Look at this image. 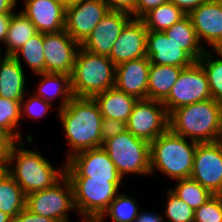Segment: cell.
I'll return each instance as SVG.
<instances>
[{"instance_id":"obj_16","label":"cell","mask_w":222,"mask_h":222,"mask_svg":"<svg viewBox=\"0 0 222 222\" xmlns=\"http://www.w3.org/2000/svg\"><path fill=\"white\" fill-rule=\"evenodd\" d=\"M147 31L141 19L132 18L115 41L109 59L117 66L126 61L147 57Z\"/></svg>"},{"instance_id":"obj_48","label":"cell","mask_w":222,"mask_h":222,"mask_svg":"<svg viewBox=\"0 0 222 222\" xmlns=\"http://www.w3.org/2000/svg\"><path fill=\"white\" fill-rule=\"evenodd\" d=\"M213 51L216 50L217 55L222 57V37L220 38V40L213 46Z\"/></svg>"},{"instance_id":"obj_20","label":"cell","mask_w":222,"mask_h":222,"mask_svg":"<svg viewBox=\"0 0 222 222\" xmlns=\"http://www.w3.org/2000/svg\"><path fill=\"white\" fill-rule=\"evenodd\" d=\"M197 37L213 47L222 37V0H207L190 14Z\"/></svg>"},{"instance_id":"obj_18","label":"cell","mask_w":222,"mask_h":222,"mask_svg":"<svg viewBox=\"0 0 222 222\" xmlns=\"http://www.w3.org/2000/svg\"><path fill=\"white\" fill-rule=\"evenodd\" d=\"M146 56L150 64L187 68L196 61L164 32L147 31Z\"/></svg>"},{"instance_id":"obj_40","label":"cell","mask_w":222,"mask_h":222,"mask_svg":"<svg viewBox=\"0 0 222 222\" xmlns=\"http://www.w3.org/2000/svg\"><path fill=\"white\" fill-rule=\"evenodd\" d=\"M110 10L124 11L130 13L135 18L136 0H104Z\"/></svg>"},{"instance_id":"obj_3","label":"cell","mask_w":222,"mask_h":222,"mask_svg":"<svg viewBox=\"0 0 222 222\" xmlns=\"http://www.w3.org/2000/svg\"><path fill=\"white\" fill-rule=\"evenodd\" d=\"M23 145L20 141L12 147L4 169L25 195L51 188L65 176V164L62 169H55L41 153L28 150Z\"/></svg>"},{"instance_id":"obj_33","label":"cell","mask_w":222,"mask_h":222,"mask_svg":"<svg viewBox=\"0 0 222 222\" xmlns=\"http://www.w3.org/2000/svg\"><path fill=\"white\" fill-rule=\"evenodd\" d=\"M133 199L134 197L119 193L101 217L104 219L108 215L112 222H134L139 209Z\"/></svg>"},{"instance_id":"obj_50","label":"cell","mask_w":222,"mask_h":222,"mask_svg":"<svg viewBox=\"0 0 222 222\" xmlns=\"http://www.w3.org/2000/svg\"><path fill=\"white\" fill-rule=\"evenodd\" d=\"M1 50H3V49L0 48V62L3 60L2 58H5V57H6L5 54H4V56H1V55H2V54H1Z\"/></svg>"},{"instance_id":"obj_9","label":"cell","mask_w":222,"mask_h":222,"mask_svg":"<svg viewBox=\"0 0 222 222\" xmlns=\"http://www.w3.org/2000/svg\"><path fill=\"white\" fill-rule=\"evenodd\" d=\"M212 99L208 79L202 66L195 62L183 68L169 95L162 101L168 114L178 107Z\"/></svg>"},{"instance_id":"obj_5","label":"cell","mask_w":222,"mask_h":222,"mask_svg":"<svg viewBox=\"0 0 222 222\" xmlns=\"http://www.w3.org/2000/svg\"><path fill=\"white\" fill-rule=\"evenodd\" d=\"M79 49L71 73L74 97L93 98L114 87L116 65L109 57L91 53L81 46Z\"/></svg>"},{"instance_id":"obj_34","label":"cell","mask_w":222,"mask_h":222,"mask_svg":"<svg viewBox=\"0 0 222 222\" xmlns=\"http://www.w3.org/2000/svg\"><path fill=\"white\" fill-rule=\"evenodd\" d=\"M167 194L166 219L168 218L169 222H193L195 211L171 190L168 189Z\"/></svg>"},{"instance_id":"obj_29","label":"cell","mask_w":222,"mask_h":222,"mask_svg":"<svg viewBox=\"0 0 222 222\" xmlns=\"http://www.w3.org/2000/svg\"><path fill=\"white\" fill-rule=\"evenodd\" d=\"M174 189H170L179 199L183 200L194 211L210 200L214 195L192 178L175 180Z\"/></svg>"},{"instance_id":"obj_44","label":"cell","mask_w":222,"mask_h":222,"mask_svg":"<svg viewBox=\"0 0 222 222\" xmlns=\"http://www.w3.org/2000/svg\"><path fill=\"white\" fill-rule=\"evenodd\" d=\"M143 212V213H142ZM138 213V216L135 218L134 222H163V215L152 214L151 212L142 211Z\"/></svg>"},{"instance_id":"obj_38","label":"cell","mask_w":222,"mask_h":222,"mask_svg":"<svg viewBox=\"0 0 222 222\" xmlns=\"http://www.w3.org/2000/svg\"><path fill=\"white\" fill-rule=\"evenodd\" d=\"M16 140L6 131L0 128V167L4 168L7 163L8 156L12 147L16 144Z\"/></svg>"},{"instance_id":"obj_28","label":"cell","mask_w":222,"mask_h":222,"mask_svg":"<svg viewBox=\"0 0 222 222\" xmlns=\"http://www.w3.org/2000/svg\"><path fill=\"white\" fill-rule=\"evenodd\" d=\"M185 15L180 8L169 2L150 10L141 20L148 31L164 32Z\"/></svg>"},{"instance_id":"obj_24","label":"cell","mask_w":222,"mask_h":222,"mask_svg":"<svg viewBox=\"0 0 222 222\" xmlns=\"http://www.w3.org/2000/svg\"><path fill=\"white\" fill-rule=\"evenodd\" d=\"M182 69V67L171 65L151 64L149 68L147 99L162 102L169 95Z\"/></svg>"},{"instance_id":"obj_22","label":"cell","mask_w":222,"mask_h":222,"mask_svg":"<svg viewBox=\"0 0 222 222\" xmlns=\"http://www.w3.org/2000/svg\"><path fill=\"white\" fill-rule=\"evenodd\" d=\"M21 59L6 56L0 62V97L22 101L25 94V76Z\"/></svg>"},{"instance_id":"obj_35","label":"cell","mask_w":222,"mask_h":222,"mask_svg":"<svg viewBox=\"0 0 222 222\" xmlns=\"http://www.w3.org/2000/svg\"><path fill=\"white\" fill-rule=\"evenodd\" d=\"M193 222H222V195H214L196 209Z\"/></svg>"},{"instance_id":"obj_17","label":"cell","mask_w":222,"mask_h":222,"mask_svg":"<svg viewBox=\"0 0 222 222\" xmlns=\"http://www.w3.org/2000/svg\"><path fill=\"white\" fill-rule=\"evenodd\" d=\"M21 12L30 19L39 33L65 30L66 6L60 0H25Z\"/></svg>"},{"instance_id":"obj_25","label":"cell","mask_w":222,"mask_h":222,"mask_svg":"<svg viewBox=\"0 0 222 222\" xmlns=\"http://www.w3.org/2000/svg\"><path fill=\"white\" fill-rule=\"evenodd\" d=\"M164 33L169 39L185 50L196 62L203 56L206 48L200 43L189 15L166 29ZM201 44V45H200Z\"/></svg>"},{"instance_id":"obj_1","label":"cell","mask_w":222,"mask_h":222,"mask_svg":"<svg viewBox=\"0 0 222 222\" xmlns=\"http://www.w3.org/2000/svg\"><path fill=\"white\" fill-rule=\"evenodd\" d=\"M59 112L71 157L83 150L101 147L102 115L93 98L73 97Z\"/></svg>"},{"instance_id":"obj_14","label":"cell","mask_w":222,"mask_h":222,"mask_svg":"<svg viewBox=\"0 0 222 222\" xmlns=\"http://www.w3.org/2000/svg\"><path fill=\"white\" fill-rule=\"evenodd\" d=\"M45 72L71 75L80 45L65 31L43 33Z\"/></svg>"},{"instance_id":"obj_13","label":"cell","mask_w":222,"mask_h":222,"mask_svg":"<svg viewBox=\"0 0 222 222\" xmlns=\"http://www.w3.org/2000/svg\"><path fill=\"white\" fill-rule=\"evenodd\" d=\"M110 11L104 0H81L66 6L65 31L81 46Z\"/></svg>"},{"instance_id":"obj_15","label":"cell","mask_w":222,"mask_h":222,"mask_svg":"<svg viewBox=\"0 0 222 222\" xmlns=\"http://www.w3.org/2000/svg\"><path fill=\"white\" fill-rule=\"evenodd\" d=\"M131 19L130 13L110 10L100 20L81 47L91 53L109 57L115 41Z\"/></svg>"},{"instance_id":"obj_23","label":"cell","mask_w":222,"mask_h":222,"mask_svg":"<svg viewBox=\"0 0 222 222\" xmlns=\"http://www.w3.org/2000/svg\"><path fill=\"white\" fill-rule=\"evenodd\" d=\"M41 77L38 90L35 95L44 101L51 103L57 96H61L62 101L58 110L63 109L74 97L71 86V75L66 73H38Z\"/></svg>"},{"instance_id":"obj_36","label":"cell","mask_w":222,"mask_h":222,"mask_svg":"<svg viewBox=\"0 0 222 222\" xmlns=\"http://www.w3.org/2000/svg\"><path fill=\"white\" fill-rule=\"evenodd\" d=\"M32 96L26 102H23L24 98L21 101V117L23 114L33 118L43 117L47 114L49 108H52V103L44 101L41 97L36 96L35 93Z\"/></svg>"},{"instance_id":"obj_42","label":"cell","mask_w":222,"mask_h":222,"mask_svg":"<svg viewBox=\"0 0 222 222\" xmlns=\"http://www.w3.org/2000/svg\"><path fill=\"white\" fill-rule=\"evenodd\" d=\"M207 0H170L176 7L180 8L186 15L190 14L199 5Z\"/></svg>"},{"instance_id":"obj_12","label":"cell","mask_w":222,"mask_h":222,"mask_svg":"<svg viewBox=\"0 0 222 222\" xmlns=\"http://www.w3.org/2000/svg\"><path fill=\"white\" fill-rule=\"evenodd\" d=\"M190 178L213 195H222V140L197 144Z\"/></svg>"},{"instance_id":"obj_49","label":"cell","mask_w":222,"mask_h":222,"mask_svg":"<svg viewBox=\"0 0 222 222\" xmlns=\"http://www.w3.org/2000/svg\"><path fill=\"white\" fill-rule=\"evenodd\" d=\"M65 6H68L70 4H73V3H76L78 1H81V0H60Z\"/></svg>"},{"instance_id":"obj_6","label":"cell","mask_w":222,"mask_h":222,"mask_svg":"<svg viewBox=\"0 0 222 222\" xmlns=\"http://www.w3.org/2000/svg\"><path fill=\"white\" fill-rule=\"evenodd\" d=\"M102 148L114 163L119 175H150V143L125 131L103 142Z\"/></svg>"},{"instance_id":"obj_7","label":"cell","mask_w":222,"mask_h":222,"mask_svg":"<svg viewBox=\"0 0 222 222\" xmlns=\"http://www.w3.org/2000/svg\"><path fill=\"white\" fill-rule=\"evenodd\" d=\"M73 188L74 205L83 216L101 217L118 195L121 182L89 180V177H67Z\"/></svg>"},{"instance_id":"obj_47","label":"cell","mask_w":222,"mask_h":222,"mask_svg":"<svg viewBox=\"0 0 222 222\" xmlns=\"http://www.w3.org/2000/svg\"><path fill=\"white\" fill-rule=\"evenodd\" d=\"M0 222H13V218L0 210Z\"/></svg>"},{"instance_id":"obj_2","label":"cell","mask_w":222,"mask_h":222,"mask_svg":"<svg viewBox=\"0 0 222 222\" xmlns=\"http://www.w3.org/2000/svg\"><path fill=\"white\" fill-rule=\"evenodd\" d=\"M169 129L198 143L222 140V104L213 99L176 108L169 114Z\"/></svg>"},{"instance_id":"obj_21","label":"cell","mask_w":222,"mask_h":222,"mask_svg":"<svg viewBox=\"0 0 222 222\" xmlns=\"http://www.w3.org/2000/svg\"><path fill=\"white\" fill-rule=\"evenodd\" d=\"M103 118L128 122L137 98L118 90L115 86L93 97Z\"/></svg>"},{"instance_id":"obj_30","label":"cell","mask_w":222,"mask_h":222,"mask_svg":"<svg viewBox=\"0 0 222 222\" xmlns=\"http://www.w3.org/2000/svg\"><path fill=\"white\" fill-rule=\"evenodd\" d=\"M19 53L23 56L26 64L31 68L32 72L38 74L45 72V56L43 45V33H37L31 37L13 57L20 59Z\"/></svg>"},{"instance_id":"obj_46","label":"cell","mask_w":222,"mask_h":222,"mask_svg":"<svg viewBox=\"0 0 222 222\" xmlns=\"http://www.w3.org/2000/svg\"><path fill=\"white\" fill-rule=\"evenodd\" d=\"M81 218H83L81 222H103L102 217L83 216Z\"/></svg>"},{"instance_id":"obj_37","label":"cell","mask_w":222,"mask_h":222,"mask_svg":"<svg viewBox=\"0 0 222 222\" xmlns=\"http://www.w3.org/2000/svg\"><path fill=\"white\" fill-rule=\"evenodd\" d=\"M127 131L126 123L111 118H103L101 122V147L103 142Z\"/></svg>"},{"instance_id":"obj_27","label":"cell","mask_w":222,"mask_h":222,"mask_svg":"<svg viewBox=\"0 0 222 222\" xmlns=\"http://www.w3.org/2000/svg\"><path fill=\"white\" fill-rule=\"evenodd\" d=\"M38 31L30 19L22 12L12 13L11 22L7 31V38L4 42L7 49L6 56H13L31 37Z\"/></svg>"},{"instance_id":"obj_11","label":"cell","mask_w":222,"mask_h":222,"mask_svg":"<svg viewBox=\"0 0 222 222\" xmlns=\"http://www.w3.org/2000/svg\"><path fill=\"white\" fill-rule=\"evenodd\" d=\"M66 177H89V180L122 182L114 163L102 148H93L75 153L65 162Z\"/></svg>"},{"instance_id":"obj_10","label":"cell","mask_w":222,"mask_h":222,"mask_svg":"<svg viewBox=\"0 0 222 222\" xmlns=\"http://www.w3.org/2000/svg\"><path fill=\"white\" fill-rule=\"evenodd\" d=\"M126 127L133 136L151 143L169 129V114L161 101L138 100Z\"/></svg>"},{"instance_id":"obj_41","label":"cell","mask_w":222,"mask_h":222,"mask_svg":"<svg viewBox=\"0 0 222 222\" xmlns=\"http://www.w3.org/2000/svg\"><path fill=\"white\" fill-rule=\"evenodd\" d=\"M13 222H59L55 219L44 217L29 211L26 207L19 212L14 218Z\"/></svg>"},{"instance_id":"obj_43","label":"cell","mask_w":222,"mask_h":222,"mask_svg":"<svg viewBox=\"0 0 222 222\" xmlns=\"http://www.w3.org/2000/svg\"><path fill=\"white\" fill-rule=\"evenodd\" d=\"M12 14H0V42H5Z\"/></svg>"},{"instance_id":"obj_8","label":"cell","mask_w":222,"mask_h":222,"mask_svg":"<svg viewBox=\"0 0 222 222\" xmlns=\"http://www.w3.org/2000/svg\"><path fill=\"white\" fill-rule=\"evenodd\" d=\"M25 207L35 214L59 222H70L67 212L76 210L70 180L65 175L53 187L29 193Z\"/></svg>"},{"instance_id":"obj_19","label":"cell","mask_w":222,"mask_h":222,"mask_svg":"<svg viewBox=\"0 0 222 222\" xmlns=\"http://www.w3.org/2000/svg\"><path fill=\"white\" fill-rule=\"evenodd\" d=\"M150 60L142 57L116 66L115 87L138 100L147 99Z\"/></svg>"},{"instance_id":"obj_31","label":"cell","mask_w":222,"mask_h":222,"mask_svg":"<svg viewBox=\"0 0 222 222\" xmlns=\"http://www.w3.org/2000/svg\"><path fill=\"white\" fill-rule=\"evenodd\" d=\"M211 50L206 49L203 56L197 61L205 71L208 79L212 99L222 104V57L213 58Z\"/></svg>"},{"instance_id":"obj_26","label":"cell","mask_w":222,"mask_h":222,"mask_svg":"<svg viewBox=\"0 0 222 222\" xmlns=\"http://www.w3.org/2000/svg\"><path fill=\"white\" fill-rule=\"evenodd\" d=\"M26 195L13 177L0 167V210L14 218L25 208Z\"/></svg>"},{"instance_id":"obj_4","label":"cell","mask_w":222,"mask_h":222,"mask_svg":"<svg viewBox=\"0 0 222 222\" xmlns=\"http://www.w3.org/2000/svg\"><path fill=\"white\" fill-rule=\"evenodd\" d=\"M197 144L168 129L150 143L151 174L157 169L172 180L190 178Z\"/></svg>"},{"instance_id":"obj_39","label":"cell","mask_w":222,"mask_h":222,"mask_svg":"<svg viewBox=\"0 0 222 222\" xmlns=\"http://www.w3.org/2000/svg\"><path fill=\"white\" fill-rule=\"evenodd\" d=\"M169 2L170 0H136L135 18L141 19L150 10Z\"/></svg>"},{"instance_id":"obj_32","label":"cell","mask_w":222,"mask_h":222,"mask_svg":"<svg viewBox=\"0 0 222 222\" xmlns=\"http://www.w3.org/2000/svg\"><path fill=\"white\" fill-rule=\"evenodd\" d=\"M21 119V101L0 97V128L8 132L17 142L22 141V136L17 130Z\"/></svg>"},{"instance_id":"obj_45","label":"cell","mask_w":222,"mask_h":222,"mask_svg":"<svg viewBox=\"0 0 222 222\" xmlns=\"http://www.w3.org/2000/svg\"><path fill=\"white\" fill-rule=\"evenodd\" d=\"M17 0H0V14H12Z\"/></svg>"}]
</instances>
